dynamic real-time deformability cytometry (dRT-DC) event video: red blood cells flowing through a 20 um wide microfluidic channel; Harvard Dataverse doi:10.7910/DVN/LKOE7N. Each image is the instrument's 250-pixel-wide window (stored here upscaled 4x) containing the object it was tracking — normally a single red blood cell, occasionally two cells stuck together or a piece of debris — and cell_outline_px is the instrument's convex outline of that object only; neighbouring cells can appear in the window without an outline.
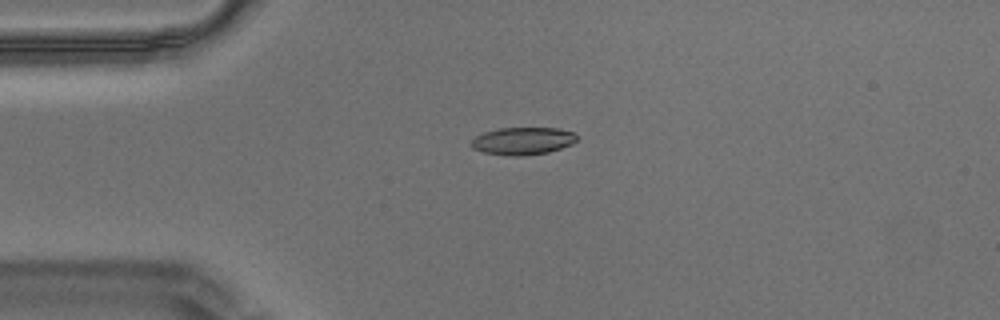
{"species": "Egyptian fruit bat (a non-hibernating species)", "species_latin": "Rousettus aegyptiacus", "temperature_condition": "warm", "stored_images_in_passage": 4, "camera_frame_rate_fps": 3000, "um_per_image_px": 0.085, "animal": {"sex": "male"}, "frame": {"image": 1, "passage_image": 1, "time_ms": 0.0, "image_size_px": [1000, 320], "cell_outline_px": [[576, 140], [572, 144], [548, 152], [524, 156], [508, 156], [484, 152], [472, 148], [468, 144], [476, 136], [484, 132], [496, 128], [560, 128], [576, 132]], "centroid_in_image_um": [44.42, 11.98], "position_along_channel_um": 40.6, "area_um2": 17.11}}